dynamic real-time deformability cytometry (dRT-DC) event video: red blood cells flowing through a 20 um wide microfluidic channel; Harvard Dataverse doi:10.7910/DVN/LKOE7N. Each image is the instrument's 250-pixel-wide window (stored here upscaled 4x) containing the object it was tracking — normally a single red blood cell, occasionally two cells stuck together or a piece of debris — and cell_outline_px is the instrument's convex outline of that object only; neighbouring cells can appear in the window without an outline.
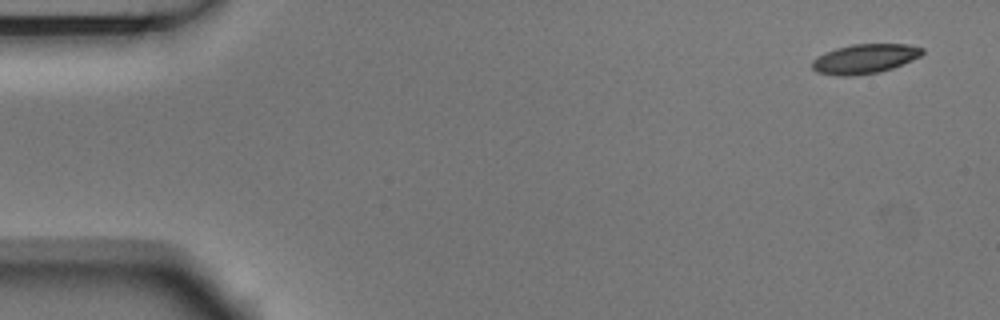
{"species": "Egyptian fruit bat (a non-hibernating species)", "species_latin": "Rousettus aegyptiacus", "temperature_condition": "room temperature", "stored_images_in_passage": 5, "camera_frame_rate_fps": 3000, "um_per_image_px": 0.085, "animal": {"sex": "male"}, "frame": {"image": 1, "passage_image": 1, "time_ms": 0.0, "image_size_px": [1000, 320], "cell_outline_px": [[924, 52], [920, 56], [892, 68], [876, 72], [852, 76], [840, 76], [816, 72], [812, 68], [812, 60], [816, 56], [824, 52], [836, 48], [852, 44], [908, 44], [924, 48]], "centroid_in_image_um": [73.46, 4.99], "position_along_channel_um": 11.5, "area_um2": 18.9}}
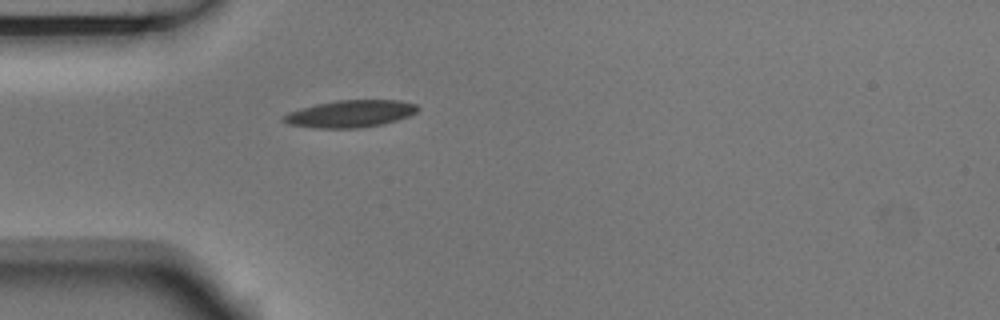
{"frame": {"image": 2, "passage_image": 5, "time_ms": 1.333, "image_size_px": [1000, 320], "cell_outline_px": [[420, 108], [416, 112], [408, 116], [396, 120], [380, 124], [356, 128], [312, 128], [288, 124], [284, 120], [284, 116], [288, 112], [300, 108], [316, 104], [336, 100], [400, 100], [416, 104]], "centroid_in_image_um": [29.77, 9.66], "position_along_channel_um": 55.2, "area_um2": 21.1}}